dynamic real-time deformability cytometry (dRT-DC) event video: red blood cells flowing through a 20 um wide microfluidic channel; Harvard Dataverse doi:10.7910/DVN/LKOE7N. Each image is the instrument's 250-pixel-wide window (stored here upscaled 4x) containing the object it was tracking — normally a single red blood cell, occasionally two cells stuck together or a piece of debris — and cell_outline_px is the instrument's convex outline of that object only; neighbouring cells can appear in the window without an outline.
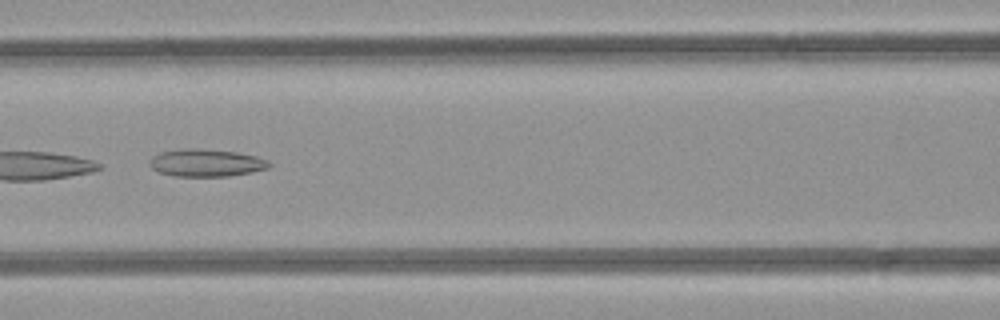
{"species": "common noctule bat (a hibernating species)", "species_latin": "Nyctalus noctula", "temperature_condition": "room temperature", "stored_images_in_passage": 7, "camera_frame_rate_fps": 3000, "um_per_image_px": 0.085, "animal": {"sex": "female", "body_mass_g": 21.9}, "frame": {"image": 1, "passage_image": 6, "time_ms": 6.0, "image_size_px": [1000, 320], "cell_outline_px": [[272, 164], [268, 168], [252, 172], [228, 176], [172, 176], [160, 172], [152, 168], [148, 164], [148, 160], [152, 156], [160, 152], [184, 148], [196, 148], [236, 152], [256, 156], [268, 160]], "centroid_in_image_um": [17.5, 13.84], "position_along_channel_um": 149.1, "area_um2": 19.25}}
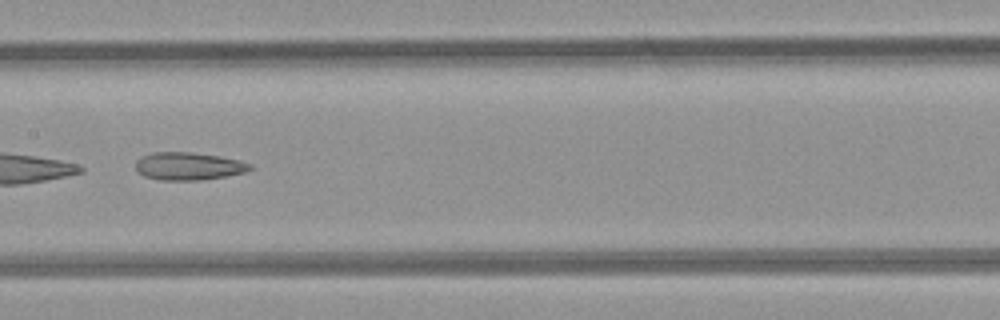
{"frame": {"image": 2, "passage_image": 7, "time_ms": 7.0, "image_size_px": [1000, 320], "cell_outline_px": [[252, 168], [244, 172], [228, 176], [200, 180], [160, 180], [144, 176], [136, 172], [136, 160], [152, 152], [192, 152], [220, 156], [240, 160], [252, 164]], "centroid_in_image_um": [16.02, 14.12], "position_along_channel_um": 191.4, "area_um2": 18.61}}